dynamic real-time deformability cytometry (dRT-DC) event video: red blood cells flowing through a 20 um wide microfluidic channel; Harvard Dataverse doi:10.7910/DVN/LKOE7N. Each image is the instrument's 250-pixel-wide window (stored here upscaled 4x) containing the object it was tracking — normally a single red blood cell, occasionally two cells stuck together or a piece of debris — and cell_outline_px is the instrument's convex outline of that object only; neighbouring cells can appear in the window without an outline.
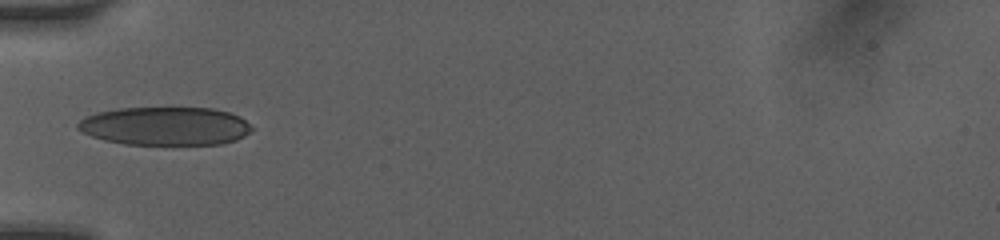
{"species": "human", "species_latin": "Homo sapiens", "temperature_condition": "room temperature", "stored_images_in_passage": 13, "camera_frame_rate_fps": 3000, "um_per_image_px": 0.085, "donor": {"sex": "female"}, "frame": {"image": 1, "passage_image": 1, "time_ms": 0.0, "image_size_px": [1000, 240], "cell_outline_px": [[252, 128], [244, 136], [236, 140], [220, 144], [124, 144], [104, 140], [92, 136], [76, 128], [76, 124], [80, 120], [96, 112], [116, 108], [212, 108], [228, 112], [240, 116]], "centroid_in_image_um": [14.02, 10.71], "position_along_channel_um": 71.0, "area_um2": 38.73}}
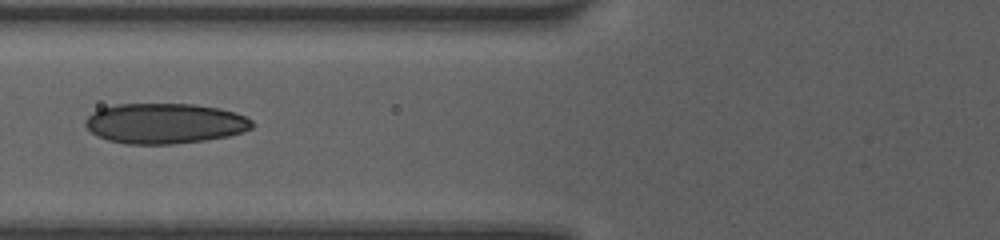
{"frame": {"image": 2, "passage_image": 5, "time_ms": 1.0, "image_size_px": [1000, 240], "cell_outline_px": [[256, 124], [252, 128], [244, 132], [228, 136], [204, 140], [172, 144], [128, 144], [108, 140], [96, 136], [84, 124], [84, 120], [92, 112], [100, 108], [116, 104], [192, 104], [220, 108], [236, 112], [252, 120]], "centroid_in_image_um": [14.02, 10.49], "position_along_channel_um": 111.8, "area_um2": 39.42}}
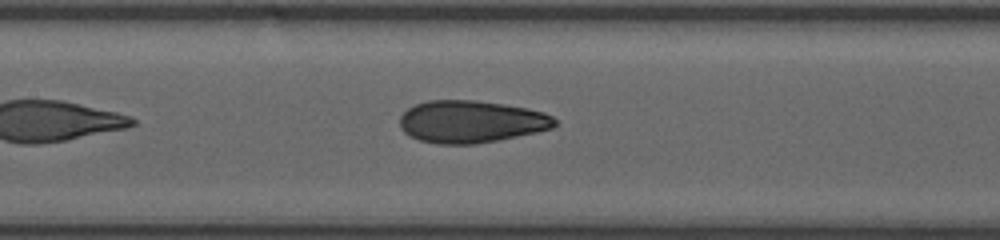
{"frame": {"image": 3, "passage_image": 11, "time_ms": 2.333, "image_size_px": [1000, 240], "cell_outline_px": [[556, 124], [552, 128], [536, 132], [476, 144], [436, 144], [420, 140], [404, 132], [400, 128], [400, 116], [408, 108], [416, 104], [428, 100], [472, 100], [504, 104], [544, 112], [552, 116], [556, 120]], "centroid_in_image_um": [40.02, 10.34], "position_along_channel_um": 167.4, "area_um2": 37.97}}